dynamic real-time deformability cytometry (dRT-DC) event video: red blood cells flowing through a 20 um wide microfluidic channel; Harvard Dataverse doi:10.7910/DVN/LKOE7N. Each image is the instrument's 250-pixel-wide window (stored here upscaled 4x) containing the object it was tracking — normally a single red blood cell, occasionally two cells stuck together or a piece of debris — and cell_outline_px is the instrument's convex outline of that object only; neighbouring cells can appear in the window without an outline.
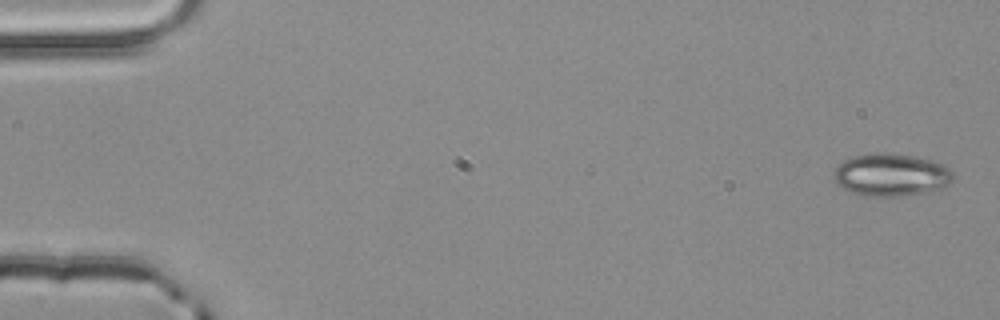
{"species": "common noctule bat (a hibernating species)", "species_latin": "Nyctalus noctula", "temperature_condition": "room temperature", "stored_images_in_passage": 3, "camera_frame_rate_fps": 3000, "um_per_image_px": 0.085, "animal": {"sex": "male", "body_mass_g": 20.4}, "frame": {"image": 1, "passage_image": 1, "time_ms": 0.0, "image_size_px": [1000, 320], "cell_outline_px": [[952, 180], [948, 184], [940, 188], [928, 192], [900, 196], [868, 196], [852, 192], [836, 184], [832, 176], [836, 164], [852, 156], [872, 152], [884, 152], [916, 156], [932, 160], [944, 164], [952, 172]], "centroid_in_image_um": [75.7, 14.84], "position_along_channel_um": 9.3, "area_um2": 29.94}}
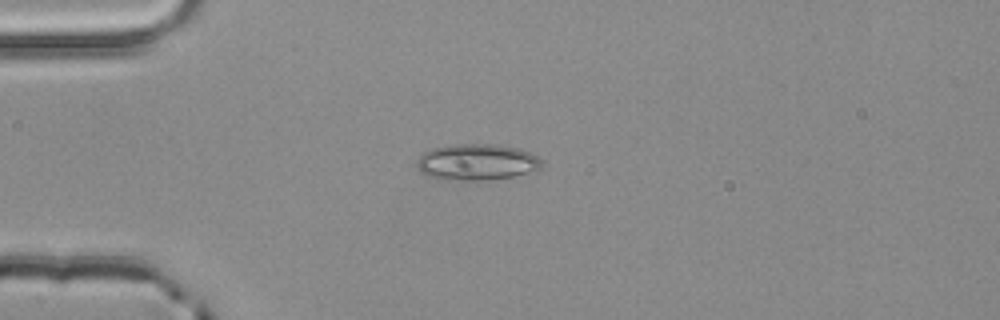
{"frame": {"image": 2, "passage_image": 3, "time_ms": 0.667, "image_size_px": [1000, 320], "cell_outline_px": [[540, 172], [488, 180], [440, 180], [428, 176], [420, 172], [416, 164], [416, 160], [424, 152], [432, 148], [456, 144], [496, 144], [520, 148], [536, 156], [540, 160]], "centroid_in_image_um": [40.53, 13.79], "position_along_channel_um": 44.5, "area_um2": 26.82}}